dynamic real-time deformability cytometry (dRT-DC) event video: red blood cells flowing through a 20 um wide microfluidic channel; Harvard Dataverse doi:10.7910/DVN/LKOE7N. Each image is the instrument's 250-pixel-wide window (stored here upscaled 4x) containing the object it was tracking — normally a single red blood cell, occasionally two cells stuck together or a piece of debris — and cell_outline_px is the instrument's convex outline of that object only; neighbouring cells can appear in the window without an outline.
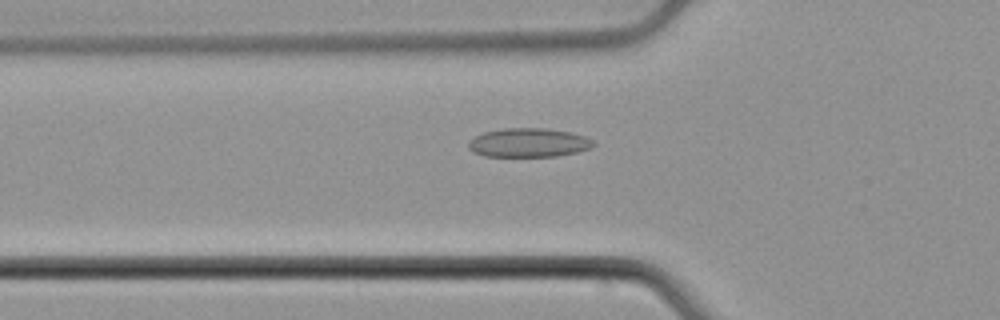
{"species": "common noctule bat (a hibernating species)", "species_latin": "Nyctalus noctula", "temperature_condition": "cold", "stored_images_in_passage": 54, "camera_frame_rate_fps": 3000, "um_per_image_px": 0.085, "animal": {"sex": "male", "body_mass_g": 21.5, "forearm_length_mm": 52.0}, "frame": {"image": 1, "passage_image": 19, "time_ms": 6.0, "image_size_px": [1000, 320], "cell_outline_px": [[596, 144], [592, 148], [576, 152], [556, 156], [484, 156], [472, 152], [468, 148], [468, 140], [484, 132], [504, 128], [548, 128], [572, 132], [584, 136], [592, 140]], "centroid_in_image_um": [44.93, 12.12], "position_along_channel_um": 80.9, "area_um2": 21.21}}
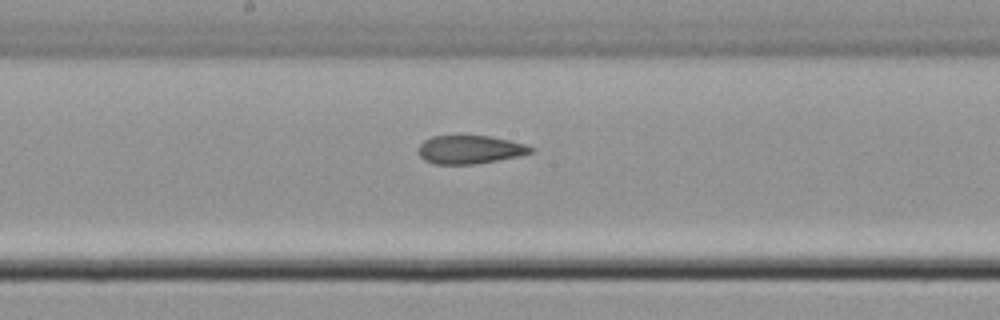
{"frame": {"image": 2, "passage_image": 29, "time_ms": 9.333, "image_size_px": [1000, 320], "cell_outline_px": [[536, 148], [532, 152], [516, 156], [476, 164], [432, 164], [424, 160], [420, 156], [420, 144], [424, 140], [432, 136], [488, 136], [508, 140], [524, 144]], "centroid_in_image_um": [39.92, 12.72], "position_along_channel_um": 208.3, "area_um2": 18.32}}
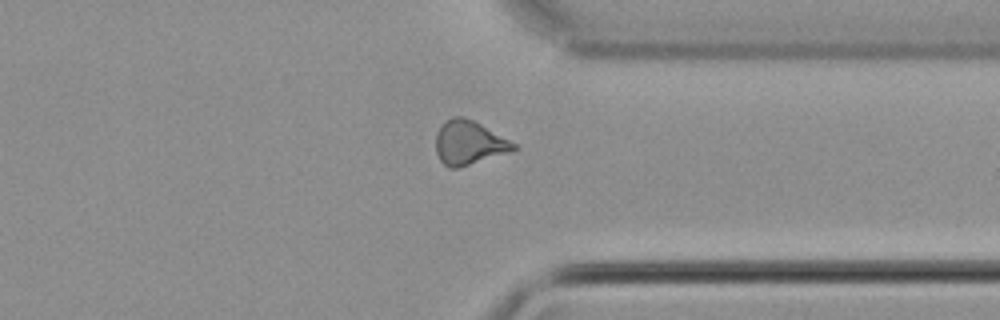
{"frame": {"image": 3, "passage_image": 42, "time_ms": 13.667, "image_size_px": [1000, 320], "cell_outline_px": [[520, 148], [508, 152], [456, 168], [448, 168], [440, 160], [436, 152], [436, 132], [452, 116], [464, 116], [480, 124], [516, 144]], "centroid_in_image_um": [39.84, 12.13], "position_along_channel_um": 371.6, "area_um2": 19.48}, "authors_computed_cell_mechanics": {"area_um2": 20.0566, "velocity_mm_per_s": 3.8105, "shape_relaxation_time_tau1_ms": null, "shape_relaxation_time_tau2_ms": 3.2974, "deformation_change_tau1": null, "deformation_change_tau2": 0.0892}}